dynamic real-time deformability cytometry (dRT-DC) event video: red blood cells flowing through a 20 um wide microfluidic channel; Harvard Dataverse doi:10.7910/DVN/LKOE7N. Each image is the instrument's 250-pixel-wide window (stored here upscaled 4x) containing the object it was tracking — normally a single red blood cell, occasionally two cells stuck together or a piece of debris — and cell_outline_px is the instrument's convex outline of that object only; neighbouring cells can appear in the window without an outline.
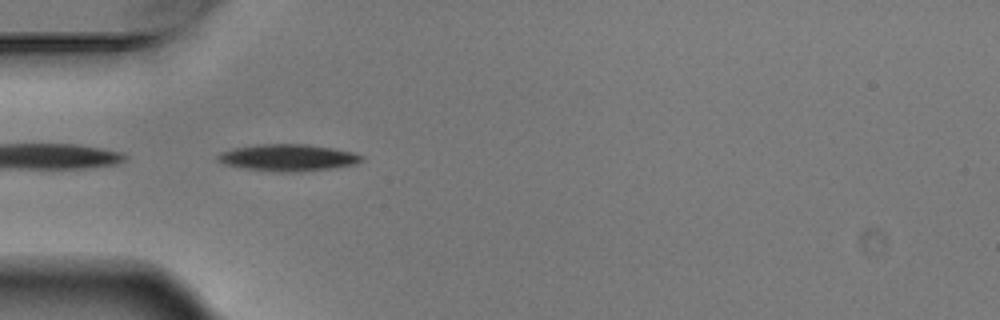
{"species": "Egyptian fruit bat (a non-hibernating species)", "species_latin": "Rousettus aegyptiacus", "temperature_condition": "warm", "stored_images_in_passage": 5, "camera_frame_rate_fps": 3000, "um_per_image_px": 0.085, "animal": {"sex": "male"}, "frame": {"image": 1, "passage_image": 4, "time_ms": 1.0, "image_size_px": [1000, 320], "cell_outline_px": [[364, 160], [356, 164], [332, 168], [296, 172], [280, 172], [248, 168], [224, 164], [216, 160], [216, 156], [220, 152], [232, 148], [256, 144], [308, 144], [332, 148], [352, 152], [364, 156]], "centroid_in_image_um": [24.47, 13.39], "position_along_channel_um": 60.5, "area_um2": 22.48}}
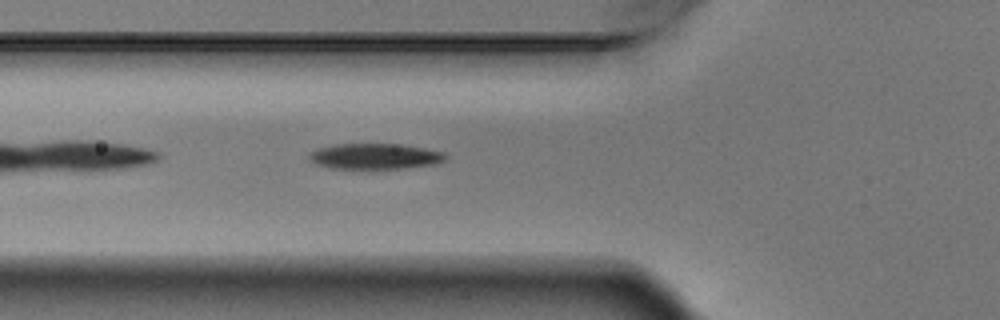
{"frame": {"image": 2, "passage_image": 5, "time_ms": 1.333, "image_size_px": [1000, 320], "cell_outline_px": [[448, 156], [444, 160], [436, 164], [404, 168], [328, 168], [316, 164], [308, 160], [308, 152], [320, 148], [336, 144], [392, 144], [420, 148], [444, 152]], "centroid_in_image_um": [31.81, 13.29], "position_along_channel_um": 94.0, "area_um2": 20.17}}